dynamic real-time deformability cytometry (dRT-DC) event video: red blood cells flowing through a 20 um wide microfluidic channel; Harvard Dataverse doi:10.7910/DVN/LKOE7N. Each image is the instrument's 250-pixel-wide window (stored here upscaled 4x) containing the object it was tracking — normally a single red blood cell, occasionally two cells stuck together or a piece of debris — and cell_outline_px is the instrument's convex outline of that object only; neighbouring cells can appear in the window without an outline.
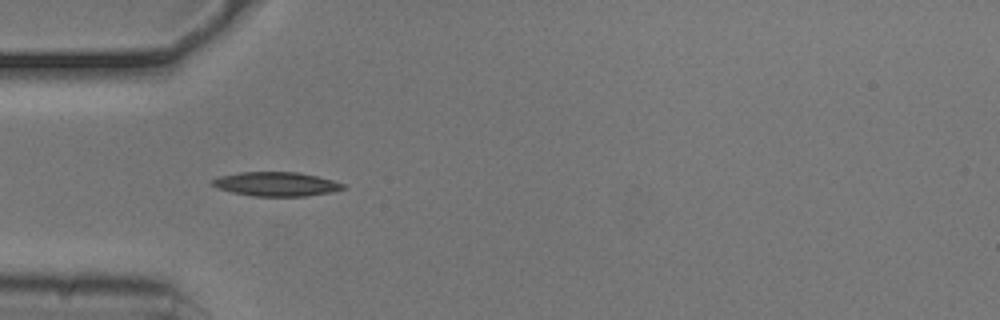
{"species": "common noctule bat (a hibernating species)", "species_latin": "Nyctalus noctula", "temperature_condition": "cold", "stored_images_in_passage": 41, "camera_frame_rate_fps": 3000, "um_per_image_px": 0.085, "animal": {"sex": "male", "body_mass_g": 20.5, "forearm_length_mm": 52.5}, "frame": {"image": 1, "passage_image": 4, "time_ms": 1.0, "image_size_px": [1000, 320], "cell_outline_px": [[348, 188], [332, 192], [304, 196], [252, 196], [232, 192], [216, 188], [212, 184], [212, 180], [220, 176], [240, 172], [296, 172], [316, 176], [332, 180], [344, 184]], "centroid_in_image_um": [23.48, 15.65], "position_along_channel_um": 61.5, "area_um2": 18.32}}
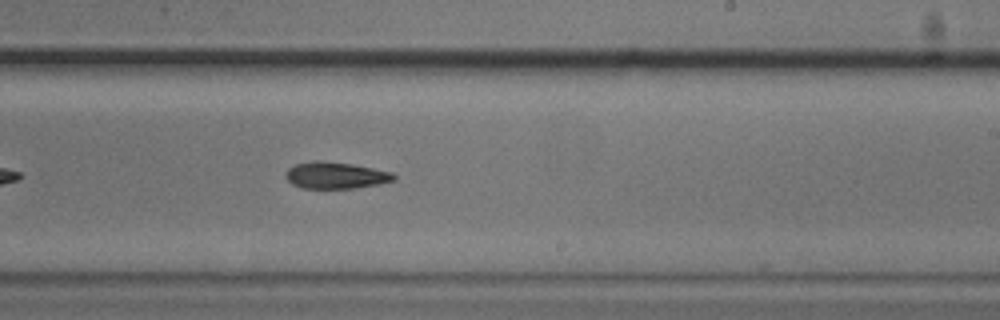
{"frame": {"image": 2, "passage_image": 20, "time_ms": 6.333, "image_size_px": [1000, 320], "cell_outline_px": [[396, 180], [380, 184], [356, 188], [300, 188], [292, 184], [284, 176], [284, 172], [288, 168], [296, 164], [312, 160], [320, 160], [352, 164], [392, 172], [396, 176]], "centroid_in_image_um": [28.51, 14.9], "position_along_channel_um": 260.5, "area_um2": 16.99}}
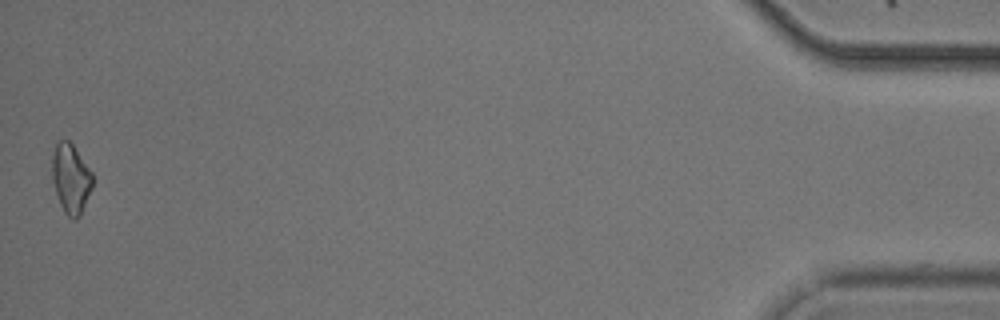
{"frame": {"image": 3, "passage_image": 41, "time_ms": 13.333, "image_size_px": [1000, 320], "cell_outline_px": [[92, 188], [80, 216], [76, 220], [72, 220], [64, 212], [60, 204], [52, 180], [52, 156], [56, 144], [60, 140], [68, 140], [72, 144], [92, 172]], "centroid_in_image_um": [6.02, 15.2], "position_along_channel_um": 429.2, "area_um2": 16.3}, "authors_computed_cell_mechanics": {"area_um2": 16.6464, "velocity_mm_per_s": 3.751, "shape_relaxation_time_tau1_ms": 4.2034, "shape_relaxation_time_tau2_ms": null, "deformation_change_tau1": 0.1163, "deformation_change_tau2": null}}